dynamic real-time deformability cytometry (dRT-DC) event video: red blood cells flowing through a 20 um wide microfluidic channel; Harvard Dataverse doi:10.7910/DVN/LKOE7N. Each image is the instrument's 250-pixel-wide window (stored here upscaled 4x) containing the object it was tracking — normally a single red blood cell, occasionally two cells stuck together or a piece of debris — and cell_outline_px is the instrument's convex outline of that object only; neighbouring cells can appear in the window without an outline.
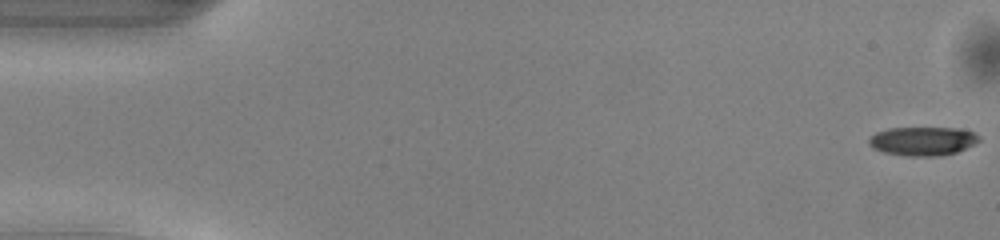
{"species": "common noctule bat (a hibernating species)", "species_latin": "Nyctalus noctula", "temperature_condition": "warm", "stored_images_in_passage": 50, "camera_frame_rate_fps": 3000, "um_per_image_px": 0.085, "animal": {"sex": "male", "body_mass_g": 13.0, "forearm_length_mm": 53.1}, "frame": {"image": 1, "passage_image": 1, "time_ms": 0.0, "image_size_px": [1000, 240], "cell_outline_px": [[980, 140], [956, 152], [940, 156], [904, 156], [884, 152], [872, 148], [868, 144], [868, 136], [876, 132], [888, 128], [960, 128], [972, 132], [980, 136]], "centroid_in_image_um": [78.37, 11.99], "position_along_channel_um": 6.6, "area_um2": 18.55}}
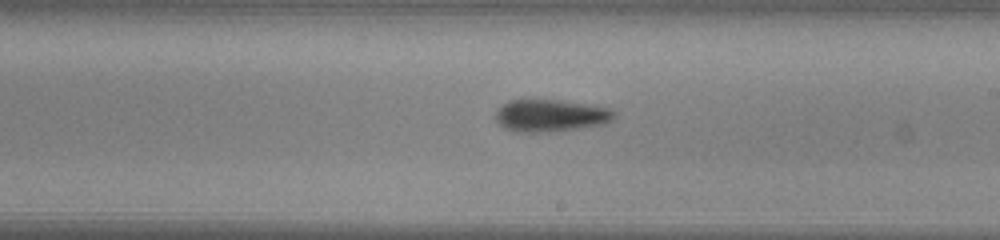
{"frame": {"image": 2, "passage_image": 29, "time_ms": 9.333, "image_size_px": [1000, 240], "cell_outline_px": [[616, 116], [612, 120], [604, 124], [580, 128], [548, 132], [516, 132], [504, 128], [496, 120], [496, 108], [508, 100], [524, 96], [528, 96], [560, 100], [608, 108], [616, 112]], "centroid_in_image_um": [46.72, 9.78], "position_along_channel_um": 242.3, "area_um2": 23.12}}
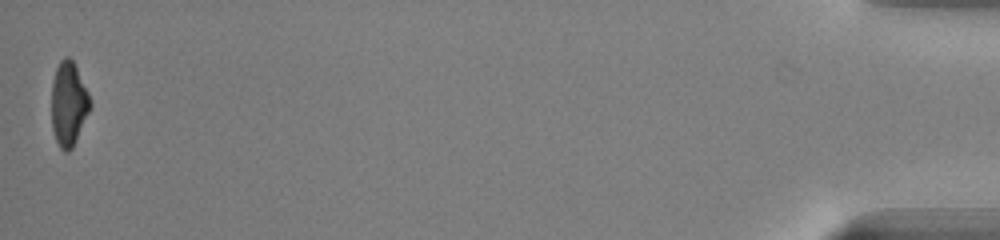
{"frame": {"image": 3, "passage_image": 50, "time_ms": 16.333, "image_size_px": [1000, 240], "cell_outline_px": [[92, 104], [76, 140], [72, 148], [68, 152], [64, 152], [60, 148], [56, 140], [52, 128], [52, 80], [56, 68], [60, 60], [64, 56], [68, 56], [72, 60], [88, 92]], "centroid_in_image_um": [5.82, 8.83], "position_along_channel_um": 429.4, "area_um2": 18.79}, "authors_computed_cell_mechanics": {"area_um2": 20.6346, "velocity_mm_per_s": 4.1233, "shape_relaxation_time_tau1_ms": 3.7957, "shape_relaxation_time_tau2_ms": 8.5214, "deformation_change_tau1": 0.1404, "deformation_change_tau2": 0.2192}}